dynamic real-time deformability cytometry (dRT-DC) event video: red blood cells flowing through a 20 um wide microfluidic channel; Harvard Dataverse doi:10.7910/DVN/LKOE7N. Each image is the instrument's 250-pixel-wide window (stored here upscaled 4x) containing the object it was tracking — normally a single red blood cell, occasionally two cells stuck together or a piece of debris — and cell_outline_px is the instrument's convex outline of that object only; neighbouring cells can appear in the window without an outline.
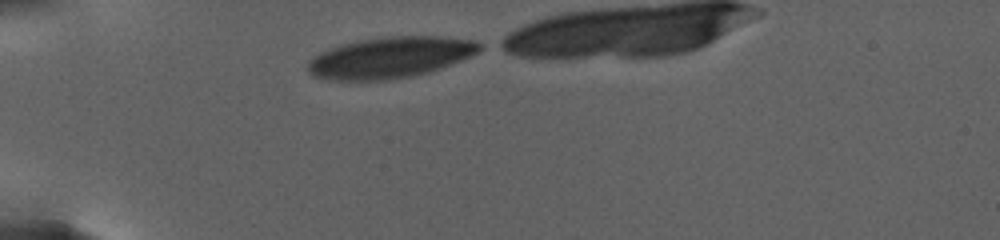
{"species": "human", "species_latin": "Homo sapiens", "temperature_condition": "warm", "stored_images_in_passage": 22, "camera_frame_rate_fps": 3000, "um_per_image_px": 0.085, "donor": {"sex": "female"}, "frame": {"image": 1, "passage_image": 1, "time_ms": 0.0, "image_size_px": [1000, 240], "cell_outline_px": [[484, 44], [472, 56], [440, 68], [428, 72], [412, 76], [388, 80], [336, 80], [312, 76], [308, 72], [308, 60], [320, 52], [328, 48], [340, 44], [356, 40], [380, 36], [440, 36], [476, 40]], "centroid_in_image_um": [33.15, 4.87], "position_along_channel_um": 51.8, "area_um2": 41.44}}
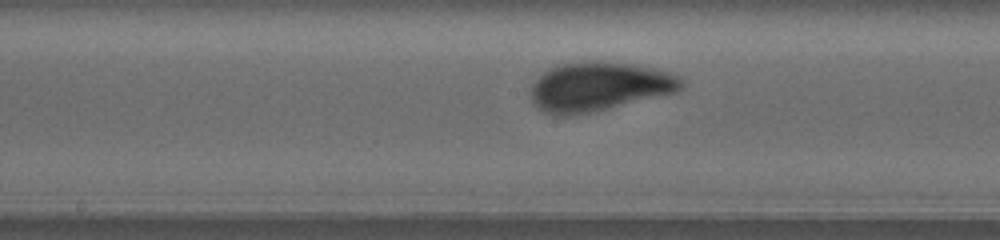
{"frame": {"image": 2, "passage_image": 13, "time_ms": 6.667, "image_size_px": [1000, 240], "cell_outline_px": [[684, 84], [676, 92], [592, 112], [572, 116], [552, 116], [536, 108], [532, 104], [532, 84], [548, 68], [556, 64], [584, 60], [588, 60], [632, 64], [652, 68], [680, 76], [684, 80]], "centroid_in_image_um": [50.86, 7.36], "position_along_channel_um": 197.3, "area_um2": 43.29}}
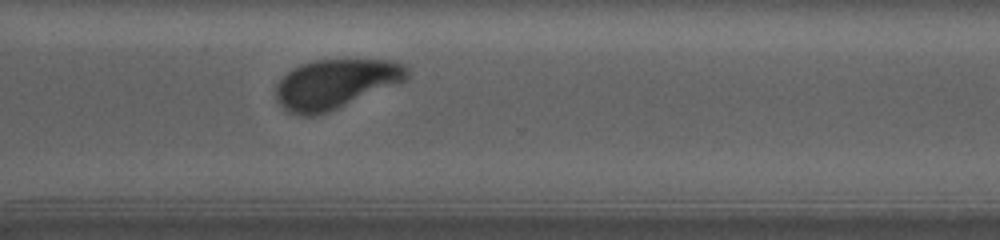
{"frame": {"image": 3, "passage_image": 21, "time_ms": 12.333, "image_size_px": [1000, 240], "cell_outline_px": [[408, 76], [404, 80], [328, 112], [316, 116], [296, 116], [288, 112], [276, 100], [276, 84], [292, 68], [300, 64], [312, 60], [392, 60], [404, 64], [408, 68]], "centroid_in_image_um": [28.45, 7.13], "position_along_channel_um": 342.1, "area_um2": 37.45}}